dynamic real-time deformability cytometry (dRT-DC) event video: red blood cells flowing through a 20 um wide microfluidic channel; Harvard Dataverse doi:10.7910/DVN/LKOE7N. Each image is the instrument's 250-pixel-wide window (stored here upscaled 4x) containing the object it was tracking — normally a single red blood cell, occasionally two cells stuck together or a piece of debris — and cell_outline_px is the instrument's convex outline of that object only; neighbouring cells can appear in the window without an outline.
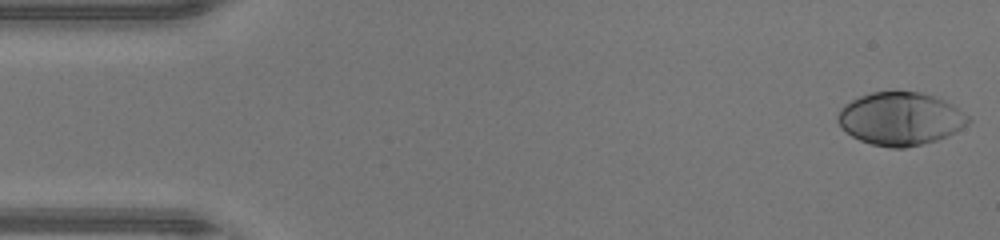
{"species": "human", "species_latin": "Homo sapiens", "temperature_condition": "warm", "stored_images_in_passage": 47, "camera_frame_rate_fps": 3000, "um_per_image_px": 0.085, "donor": {"sex": "male"}, "frame": {"image": 1, "passage_image": 1, "time_ms": 0.0, "image_size_px": [1000, 240], "cell_outline_px": [[972, 120], [948, 136], [936, 140], [904, 148], [892, 148], [872, 144], [860, 140], [852, 136], [840, 128], [836, 120], [836, 116], [840, 108], [844, 104], [860, 96], [872, 92], [920, 92], [944, 100], [952, 104], [968, 116]], "centroid_in_image_um": [76.49, 10.09], "position_along_channel_um": 8.5, "area_um2": 40.11}}
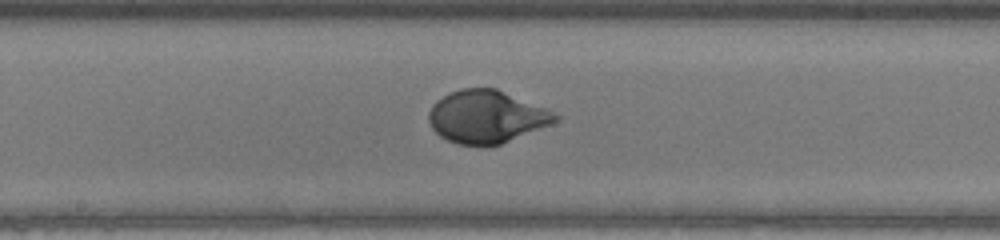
{"frame": {"image": 2, "passage_image": 24, "time_ms": 7.667, "image_size_px": [1000, 240], "cell_outline_px": [[560, 120], [552, 124], [500, 144], [456, 144], [440, 136], [432, 128], [428, 120], [428, 112], [432, 104], [436, 100], [460, 88], [496, 88], [548, 108], [560, 116]], "centroid_in_image_um": [41.37, 9.9], "position_along_channel_um": 206.8, "area_um2": 38.78}}
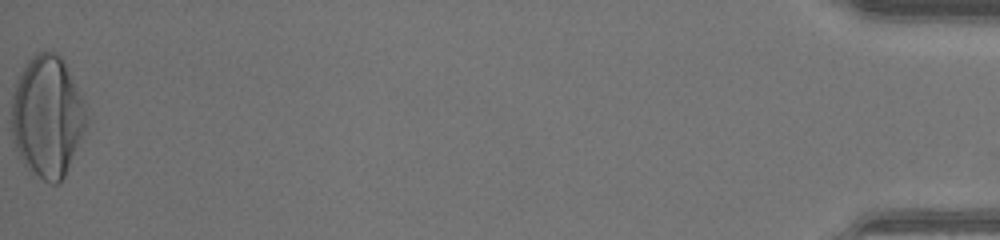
{"frame": {"image": 3, "passage_image": 47, "time_ms": 15.333, "image_size_px": [1000, 240], "cell_outline_px": [[88, 120], [64, 176], [56, 184], [52, 184], [44, 180], [32, 172], [24, 164], [12, 140], [12, 96], [16, 80], [24, 64], [32, 56], [40, 52], [56, 52], [64, 60], [84, 100], [88, 116]], "centroid_in_image_um": [4.02, 9.86], "position_along_channel_um": 431.2, "area_um2": 52.83}, "authors_computed_cell_mechanics": {"area_um2": 39.0728, "velocity_mm_per_s": 4.3744, "shape_relaxation_time_tau1_ms": 2.5854, "shape_relaxation_time_tau2_ms": null, "deformation_change_tau1": 0.218, "deformation_change_tau2": null}}